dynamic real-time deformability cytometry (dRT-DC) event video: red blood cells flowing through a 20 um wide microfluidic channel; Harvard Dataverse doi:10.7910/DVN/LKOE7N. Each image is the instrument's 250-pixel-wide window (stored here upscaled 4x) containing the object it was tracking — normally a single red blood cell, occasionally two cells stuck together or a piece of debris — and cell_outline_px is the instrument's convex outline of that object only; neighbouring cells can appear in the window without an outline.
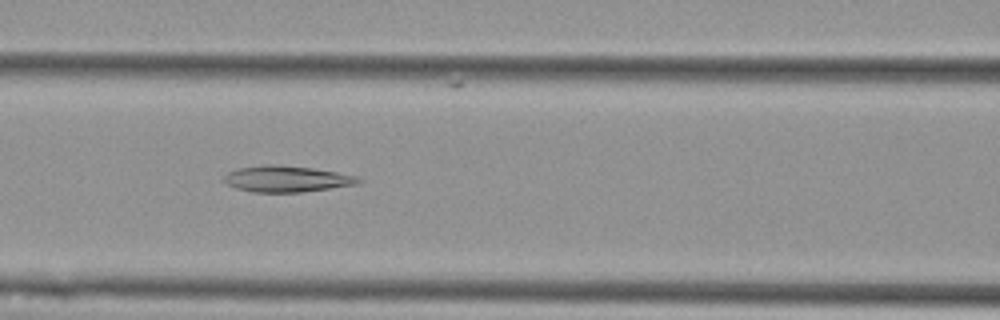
{"species": "Egyptian fruit bat (a non-hibernating species)", "species_latin": "Rousettus aegyptiacus", "temperature_condition": "cold", "stored_images_in_passage": 51, "camera_frame_rate_fps": 3000, "um_per_image_px": 0.085, "animal": {"sex": "female"}, "frame": {"image": 1, "passage_image": 24, "time_ms": 7.667, "image_size_px": [1000, 320], "cell_outline_px": [[364, 180], [356, 184], [300, 192], [252, 192], [236, 188], [220, 180], [228, 172], [236, 168], [268, 164], [272, 164], [312, 168], [336, 172], [356, 176]], "centroid_in_image_um": [24.3, 15.2], "position_along_channel_um": 142.3, "area_um2": 20.4}}
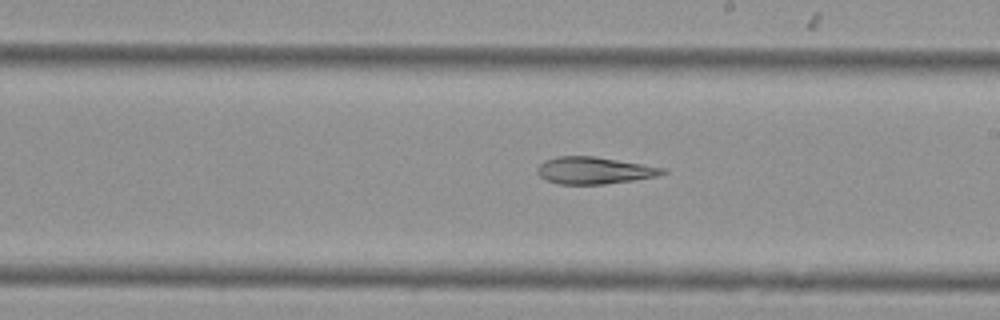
{"frame": {"image": 2, "passage_image": 32, "time_ms": 10.333, "image_size_px": [1000, 320], "cell_outline_px": [[668, 172], [656, 176], [632, 180], [604, 184], [560, 184], [548, 180], [540, 176], [536, 172], [536, 168], [544, 160], [556, 156], [596, 156], [664, 168]], "centroid_in_image_um": [50.47, 14.48], "position_along_channel_um": 238.5, "area_um2": 19.59}}
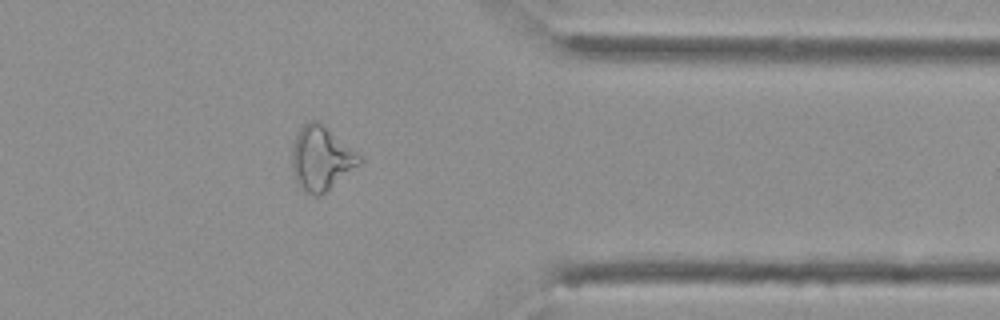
{"frame": {"image": 3, "passage_image": 45, "time_ms": 14.667, "image_size_px": [1000, 320], "cell_outline_px": [[364, 160], [360, 164], [320, 196], [312, 196], [304, 192], [296, 180], [292, 172], [292, 144], [300, 128], [308, 120], [316, 120], [360, 156]], "centroid_in_image_um": [27.26, 13.49], "position_along_channel_um": 384.1, "area_um2": 24.68}, "authors_computed_cell_mechanics": {"area_um2": 23.987, "velocity_mm_per_s": 3.6376, "shape_relaxation_time_tau1_ms": null, "shape_relaxation_time_tau2_ms": 6.9732, "deformation_change_tau1": null, "deformation_change_tau2": 0.1899}}